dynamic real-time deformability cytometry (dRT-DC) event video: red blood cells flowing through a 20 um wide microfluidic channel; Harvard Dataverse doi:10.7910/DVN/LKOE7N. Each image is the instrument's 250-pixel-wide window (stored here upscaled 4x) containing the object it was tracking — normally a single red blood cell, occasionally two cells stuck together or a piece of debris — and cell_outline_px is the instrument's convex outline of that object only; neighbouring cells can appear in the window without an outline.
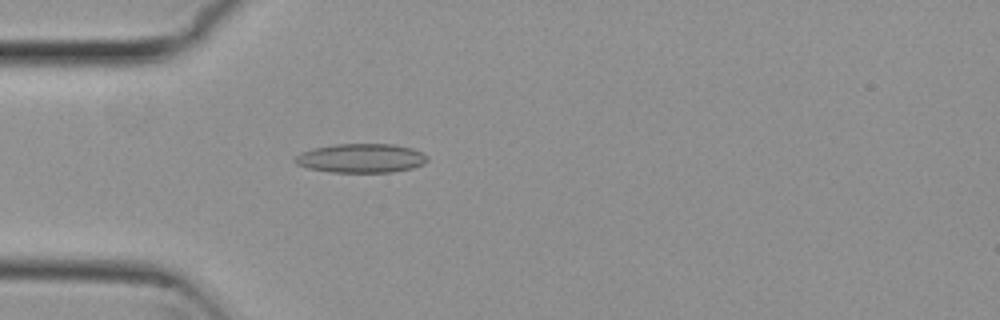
{"species": "common noctule bat (a hibernating species)", "species_latin": "Nyctalus noctula", "temperature_condition": "cold", "stored_images_in_passage": 34, "camera_frame_rate_fps": 3000, "um_per_image_px": 0.085, "animal": {"sex": "female", "body_mass_g": 29.2, "forearm_length_mm": 56.3}, "frame": {"image": 1, "passage_image": 1, "time_ms": 0.0, "image_size_px": [1000, 320], "cell_outline_px": [[428, 160], [424, 164], [412, 168], [392, 172], [332, 172], [308, 168], [296, 164], [292, 160], [300, 152], [312, 148], [332, 144], [392, 144], [412, 148], [428, 156]], "centroid_in_image_um": [30.67, 13.44], "position_along_channel_um": 54.3, "area_um2": 22.54}}
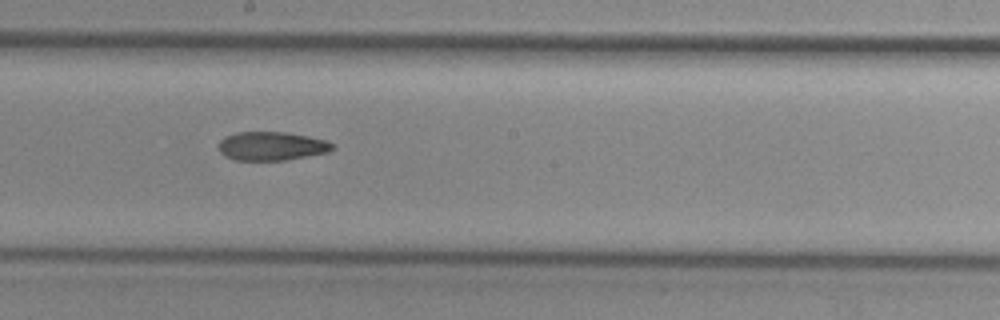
{"frame": {"image": 2, "passage_image": 15, "time_ms": 4.667, "image_size_px": [1000, 320], "cell_outline_px": [[332, 148], [328, 152], [284, 160], [236, 160], [224, 156], [220, 152], [220, 140], [224, 136], [236, 132], [284, 132], [308, 136], [324, 140], [332, 144]], "centroid_in_image_um": [23.03, 12.41], "position_along_channel_um": 225.2, "area_um2": 18.79}}
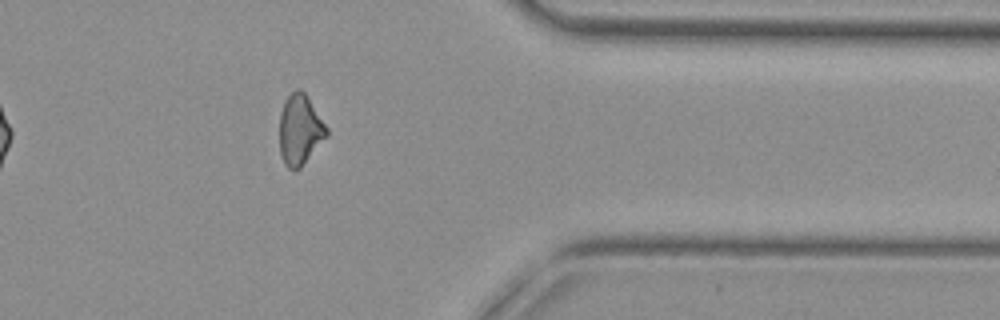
{"frame": {"image": 3, "passage_image": 29, "time_ms": 9.333, "image_size_px": [1000, 320], "cell_outline_px": [[328, 136], [300, 168], [292, 172], [284, 164], [280, 152], [280, 112], [284, 100], [296, 88], [300, 88], [308, 96], [328, 128]], "centroid_in_image_um": [25.5, 11.03], "position_along_channel_um": 385.9, "area_um2": 19.59}, "authors_computed_cell_mechanics": {"area_um2": 19.6231, "velocity_mm_per_s": 3.7973, "shape_relaxation_time_tau1_ms": null, "shape_relaxation_time_tau2_ms": 5.7954, "deformation_change_tau1": null, "deformation_change_tau2": 0.1427}}